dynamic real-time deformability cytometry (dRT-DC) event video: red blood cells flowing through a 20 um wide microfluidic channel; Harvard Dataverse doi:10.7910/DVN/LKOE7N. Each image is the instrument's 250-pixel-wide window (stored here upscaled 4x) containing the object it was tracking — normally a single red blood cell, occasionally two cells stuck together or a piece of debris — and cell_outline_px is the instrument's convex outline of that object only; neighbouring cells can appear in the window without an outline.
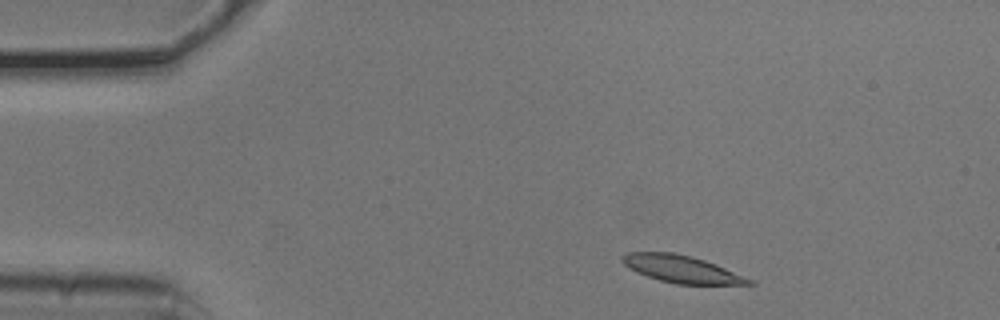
{"species": "common noctule bat (a hibernating species)", "species_latin": "Nyctalus noctula", "temperature_condition": "cold", "stored_images_in_passage": 4, "segment_of_instrument_passage": [1, 2], "camera_frame_rate_fps": 3000, "um_per_image_px": 0.085, "animal": {"sex": "male", "body_mass_g": 20.5, "forearm_length_mm": 52.5}, "frame": {"image": 1, "passage_image": 1, "time_ms": 0.0, "image_size_px": [1000, 320], "cell_outline_px": [[756, 284], [676, 284], [660, 280], [636, 272], [624, 264], [620, 260], [620, 256], [628, 252], [672, 252], [704, 260], [716, 264], [752, 280]], "centroid_in_image_um": [57.88, 22.86], "position_along_channel_um": 27.1, "area_um2": 19.83}}